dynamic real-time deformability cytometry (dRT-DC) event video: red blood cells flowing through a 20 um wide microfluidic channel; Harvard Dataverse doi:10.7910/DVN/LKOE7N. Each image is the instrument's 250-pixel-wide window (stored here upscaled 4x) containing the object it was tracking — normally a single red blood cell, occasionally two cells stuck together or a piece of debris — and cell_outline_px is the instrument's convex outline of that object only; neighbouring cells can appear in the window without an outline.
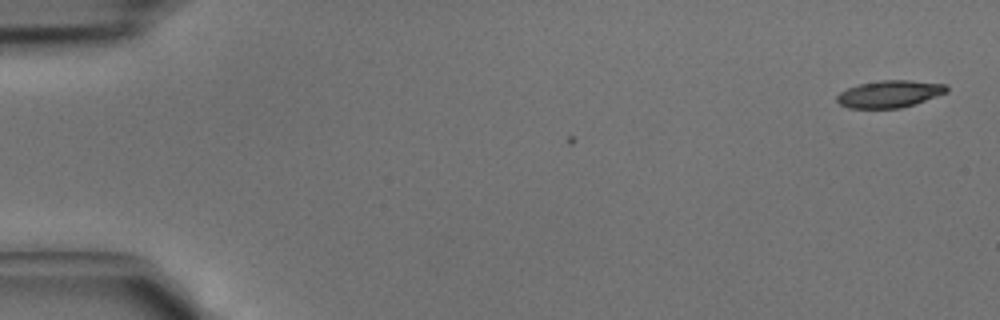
{"species": "common noctule bat (a hibernating species)", "species_latin": "Nyctalus noctula", "temperature_condition": "cold", "stored_images_in_passage": 5, "camera_frame_rate_fps": 3000, "um_per_image_px": 0.085, "animal": {"sex": "male", "body_mass_g": 15.6}, "frame": {"image": 1, "passage_image": 1, "time_ms": 0.0, "image_size_px": [1000, 320], "cell_outline_px": [[948, 92], [900, 108], [848, 108], [840, 104], [836, 100], [836, 96], [840, 92], [848, 88], [860, 84], [880, 80], [912, 80], [948, 84]], "centroid_in_image_um": [75.62, 7.97], "position_along_channel_um": 9.4, "area_um2": 17.28}}